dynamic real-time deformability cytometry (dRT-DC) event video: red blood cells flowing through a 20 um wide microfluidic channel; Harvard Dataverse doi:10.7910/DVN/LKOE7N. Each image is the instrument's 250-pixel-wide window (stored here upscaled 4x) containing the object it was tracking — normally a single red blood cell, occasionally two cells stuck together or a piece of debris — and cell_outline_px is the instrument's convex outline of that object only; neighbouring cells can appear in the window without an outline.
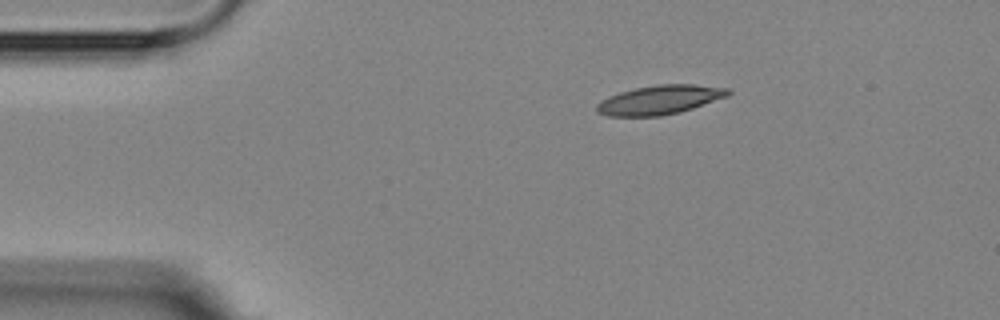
{"species": "Egyptian fruit bat (a non-hibernating species)", "species_latin": "Rousettus aegyptiacus", "temperature_condition": "room temperature", "stored_images_in_passage": 3, "camera_frame_rate_fps": 3000, "um_per_image_px": 0.085, "animal": {"sex": "female"}, "frame": {"image": 1, "passage_image": 1, "time_ms": 0.0, "image_size_px": [1000, 320], "cell_outline_px": [[732, 92], [728, 96], [680, 112], [660, 116], [608, 116], [596, 112], [596, 104], [600, 100], [608, 96], [620, 92], [636, 88], [656, 84], [692, 84], [728, 88]], "centroid_in_image_um": [56.05, 8.48], "position_along_channel_um": 28.9, "area_um2": 22.31}}